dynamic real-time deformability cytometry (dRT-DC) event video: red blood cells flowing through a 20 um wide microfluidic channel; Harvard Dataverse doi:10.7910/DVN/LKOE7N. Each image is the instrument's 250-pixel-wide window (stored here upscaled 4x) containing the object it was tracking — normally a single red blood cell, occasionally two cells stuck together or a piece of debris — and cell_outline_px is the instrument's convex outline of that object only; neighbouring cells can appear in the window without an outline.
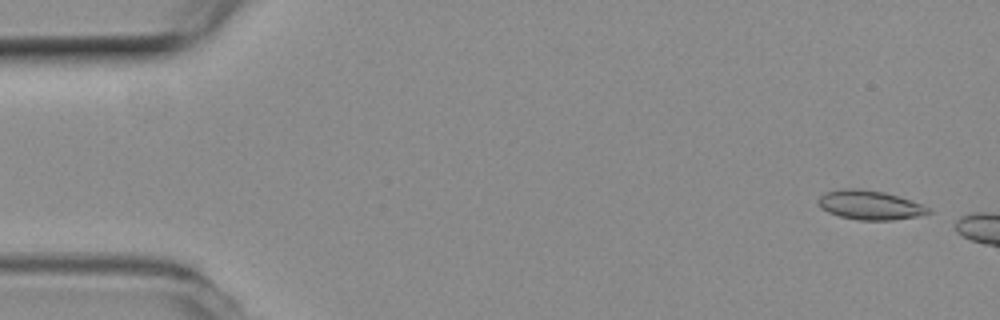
{"species": "common noctule bat (a hibernating species)", "species_latin": "Nyctalus noctula", "temperature_condition": "room temperature", "stored_images_in_passage": 7, "camera_frame_rate_fps": 3000, "um_per_image_px": 0.085, "animal": {"sex": "female", "body_mass_g": 19.3, "forearm_length_mm": 54.1}, "frame": {"image": 1, "passage_image": 3, "time_ms": 0.667, "image_size_px": [1000, 320], "cell_outline_px": [[932, 212], [916, 216], [892, 220], [860, 220], [840, 216], [828, 212], [820, 208], [816, 200], [824, 192], [844, 188], [860, 188], [884, 192], [932, 208]], "centroid_in_image_um": [73.88, 17.42], "position_along_channel_um": 11.1, "area_um2": 18.67}}